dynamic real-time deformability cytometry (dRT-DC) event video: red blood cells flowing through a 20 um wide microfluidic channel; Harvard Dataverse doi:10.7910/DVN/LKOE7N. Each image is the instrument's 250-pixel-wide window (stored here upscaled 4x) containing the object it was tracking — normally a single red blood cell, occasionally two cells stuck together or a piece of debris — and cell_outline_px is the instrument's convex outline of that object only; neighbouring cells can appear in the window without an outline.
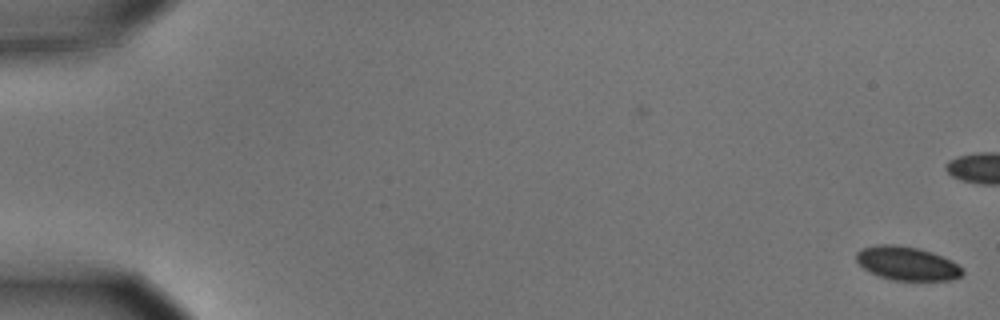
{"species": "common noctule bat (a hibernating species)", "species_latin": "Nyctalus noctula", "temperature_condition": "cold", "stored_images_in_passage": 5, "camera_frame_rate_fps": 3000, "um_per_image_px": 0.085, "animal": {"sex": "male", "body_mass_g": 15.6}, "frame": {"image": 1, "passage_image": 1, "time_ms": 0.0, "image_size_px": [1000, 320], "cell_outline_px": [[964, 272], [960, 276], [948, 280], [892, 280], [880, 276], [864, 268], [856, 260], [856, 252], [860, 248], [876, 244], [896, 244], [920, 248], [932, 252], [964, 268]], "centroid_in_image_um": [77.06, 22.37], "position_along_channel_um": 7.9, "area_um2": 20.75}}